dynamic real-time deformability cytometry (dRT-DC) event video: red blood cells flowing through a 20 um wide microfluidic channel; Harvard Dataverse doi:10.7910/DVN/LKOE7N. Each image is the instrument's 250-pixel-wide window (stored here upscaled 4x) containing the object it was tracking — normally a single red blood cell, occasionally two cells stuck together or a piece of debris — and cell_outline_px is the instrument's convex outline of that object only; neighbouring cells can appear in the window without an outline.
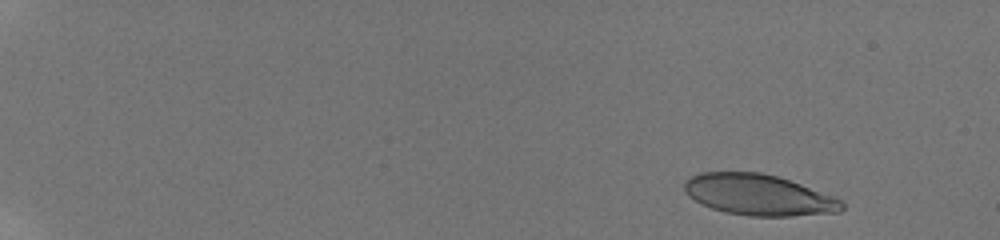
{"species": "human", "species_latin": "Homo sapiens", "temperature_condition": "room temperature", "stored_images_in_passage": 17, "camera_frame_rate_fps": 3000, "um_per_image_px": 0.085, "donor": {"sex": "male"}, "frame": {"image": 1, "passage_image": 2, "time_ms": 1.0, "image_size_px": [1000, 240], "cell_outline_px": [[844, 208], [840, 212], [792, 216], [752, 216], [728, 212], [712, 208], [688, 196], [684, 192], [684, 184], [692, 176], [700, 172], [760, 172], [776, 176], [800, 184], [832, 196], [840, 200], [844, 204]], "centroid_in_image_um": [64.48, 16.56], "position_along_channel_um": 20.5, "area_um2": 37.17}}
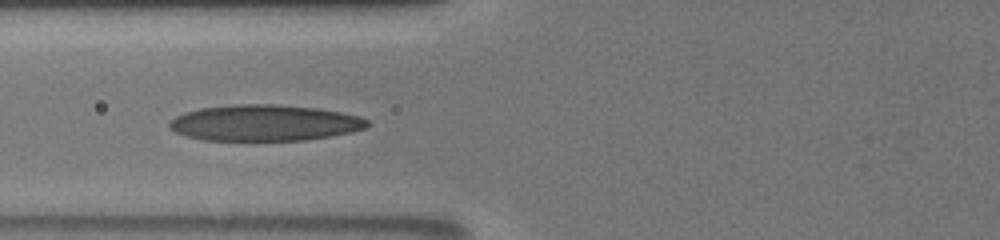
{"frame": {"image": 2, "passage_image": 12, "time_ms": 7.667, "image_size_px": [1000, 240], "cell_outline_px": [[368, 124], [364, 128], [352, 132], [332, 136], [308, 140], [204, 140], [188, 136], [176, 132], [168, 128], [168, 120], [184, 112], [200, 108], [232, 104], [276, 104], [316, 108], [340, 112], [360, 116], [368, 120]], "centroid_in_image_um": [22.46, 10.44], "position_along_channel_um": 103.3, "area_um2": 41.79}}
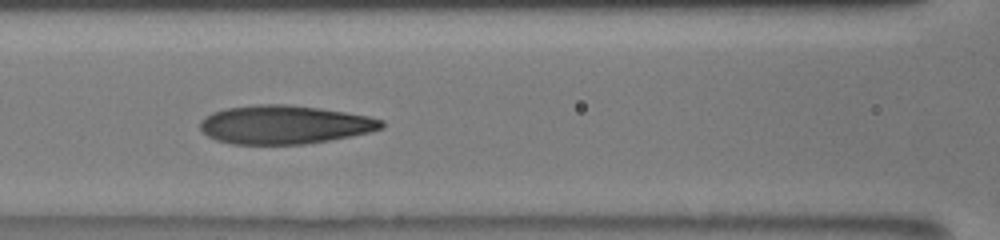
{"frame": {"image": 3, "passage_image": 14, "time_ms": 8.667, "image_size_px": [1000, 240], "cell_outline_px": [[384, 128], [352, 136], [304, 144], [232, 144], [216, 140], [208, 136], [200, 128], [200, 120], [204, 116], [212, 112], [224, 108], [256, 104], [288, 104], [320, 108], [368, 116], [384, 120]], "centroid_in_image_um": [24.15, 10.59], "position_along_channel_um": 142.4, "area_um2": 40.92}}